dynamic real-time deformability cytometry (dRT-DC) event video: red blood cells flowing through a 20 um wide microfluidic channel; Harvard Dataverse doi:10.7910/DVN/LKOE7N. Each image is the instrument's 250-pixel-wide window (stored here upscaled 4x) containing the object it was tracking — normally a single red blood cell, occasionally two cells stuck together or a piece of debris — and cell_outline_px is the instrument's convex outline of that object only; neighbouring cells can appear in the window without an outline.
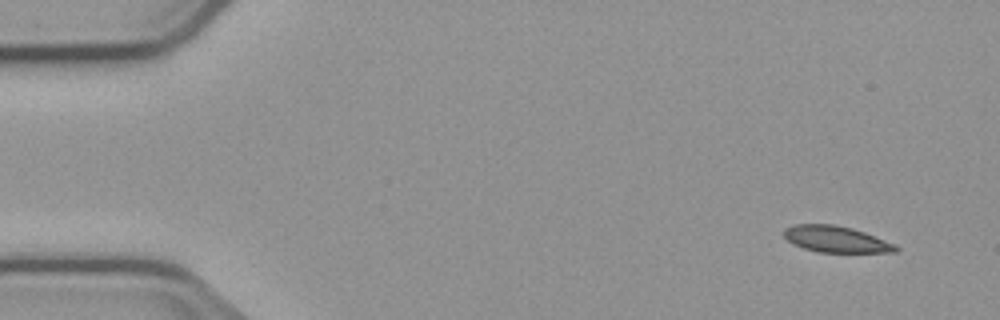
{"species": "common noctule bat (a hibernating species)", "species_latin": "Nyctalus noctula", "temperature_condition": "cold", "stored_images_in_passage": 4, "camera_frame_rate_fps": 3000, "um_per_image_px": 0.085, "animal": {"sex": "male", "body_mass_g": 23.1, "forearm_length_mm": 52.7}, "frame": {"image": 1, "passage_image": 1, "time_ms": 0.0, "image_size_px": [1000, 320], "cell_outline_px": [[900, 248], [896, 252], [816, 252], [792, 244], [784, 236], [784, 228], [796, 224], [832, 224], [852, 228], [864, 232], [896, 244]], "centroid_in_image_um": [71.06, 20.33], "position_along_channel_um": 13.9, "area_um2": 17.17}}
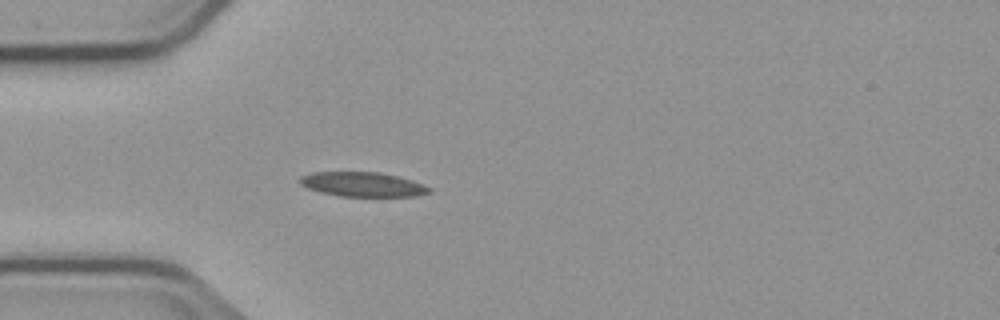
{"frame": {"image": 2, "passage_image": 4, "time_ms": 4.0, "image_size_px": [1000, 320], "cell_outline_px": [[432, 192], [416, 196], [340, 196], [320, 192], [308, 188], [300, 184], [300, 176], [312, 172], [380, 172], [412, 180], [424, 184], [432, 188]], "centroid_in_image_um": [30.85, 15.67], "position_along_channel_um": 54.2, "area_um2": 18.5}}